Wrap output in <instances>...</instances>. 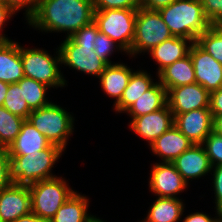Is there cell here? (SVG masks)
Segmentation results:
<instances>
[{"label":"cell","instance_id":"cell-1","mask_svg":"<svg viewBox=\"0 0 222 222\" xmlns=\"http://www.w3.org/2000/svg\"><path fill=\"white\" fill-rule=\"evenodd\" d=\"M93 20V0H40L27 23L47 33L67 32L70 37Z\"/></svg>","mask_w":222,"mask_h":222},{"label":"cell","instance_id":"cell-2","mask_svg":"<svg viewBox=\"0 0 222 222\" xmlns=\"http://www.w3.org/2000/svg\"><path fill=\"white\" fill-rule=\"evenodd\" d=\"M159 13L173 36L192 42L212 26L204 14L201 0H176Z\"/></svg>","mask_w":222,"mask_h":222},{"label":"cell","instance_id":"cell-3","mask_svg":"<svg viewBox=\"0 0 222 222\" xmlns=\"http://www.w3.org/2000/svg\"><path fill=\"white\" fill-rule=\"evenodd\" d=\"M62 152H64L63 149L51 144L44 150L27 155H9L13 183L30 186L38 181L57 177L51 173V170Z\"/></svg>","mask_w":222,"mask_h":222},{"label":"cell","instance_id":"cell-4","mask_svg":"<svg viewBox=\"0 0 222 222\" xmlns=\"http://www.w3.org/2000/svg\"><path fill=\"white\" fill-rule=\"evenodd\" d=\"M27 120L51 144L63 150L67 146L69 136L74 132V117L64 108L52 102L42 108L32 110Z\"/></svg>","mask_w":222,"mask_h":222},{"label":"cell","instance_id":"cell-5","mask_svg":"<svg viewBox=\"0 0 222 222\" xmlns=\"http://www.w3.org/2000/svg\"><path fill=\"white\" fill-rule=\"evenodd\" d=\"M137 9L94 10L99 32L107 35L128 55L135 34Z\"/></svg>","mask_w":222,"mask_h":222},{"label":"cell","instance_id":"cell-6","mask_svg":"<svg viewBox=\"0 0 222 222\" xmlns=\"http://www.w3.org/2000/svg\"><path fill=\"white\" fill-rule=\"evenodd\" d=\"M55 57L50 55L45 49H26L20 46V55L24 76L42 82L50 88L64 87L67 85L59 64L61 65V56L59 48L56 49Z\"/></svg>","mask_w":222,"mask_h":222},{"label":"cell","instance_id":"cell-7","mask_svg":"<svg viewBox=\"0 0 222 222\" xmlns=\"http://www.w3.org/2000/svg\"><path fill=\"white\" fill-rule=\"evenodd\" d=\"M68 184L65 179L54 177L30 185L31 212L50 221L75 192Z\"/></svg>","mask_w":222,"mask_h":222},{"label":"cell","instance_id":"cell-8","mask_svg":"<svg viewBox=\"0 0 222 222\" xmlns=\"http://www.w3.org/2000/svg\"><path fill=\"white\" fill-rule=\"evenodd\" d=\"M171 37L173 35L164 23L159 11L139 7L136 13L134 39L128 54L135 57L139 53L149 52Z\"/></svg>","mask_w":222,"mask_h":222},{"label":"cell","instance_id":"cell-9","mask_svg":"<svg viewBox=\"0 0 222 222\" xmlns=\"http://www.w3.org/2000/svg\"><path fill=\"white\" fill-rule=\"evenodd\" d=\"M58 48L61 64L79 72L99 78L108 65L96 55L94 46L77 45L69 37H66Z\"/></svg>","mask_w":222,"mask_h":222},{"label":"cell","instance_id":"cell-10","mask_svg":"<svg viewBox=\"0 0 222 222\" xmlns=\"http://www.w3.org/2000/svg\"><path fill=\"white\" fill-rule=\"evenodd\" d=\"M167 104L173 116L200 108H210V93L198 83L170 88Z\"/></svg>","mask_w":222,"mask_h":222},{"label":"cell","instance_id":"cell-11","mask_svg":"<svg viewBox=\"0 0 222 222\" xmlns=\"http://www.w3.org/2000/svg\"><path fill=\"white\" fill-rule=\"evenodd\" d=\"M189 54L194 67L196 83L209 93L222 87V65L204 51L196 42L191 44Z\"/></svg>","mask_w":222,"mask_h":222},{"label":"cell","instance_id":"cell-12","mask_svg":"<svg viewBox=\"0 0 222 222\" xmlns=\"http://www.w3.org/2000/svg\"><path fill=\"white\" fill-rule=\"evenodd\" d=\"M151 168L149 188L156 196L178 198L176 195L187 188L188 184L172 163L159 162Z\"/></svg>","mask_w":222,"mask_h":222},{"label":"cell","instance_id":"cell-13","mask_svg":"<svg viewBox=\"0 0 222 222\" xmlns=\"http://www.w3.org/2000/svg\"><path fill=\"white\" fill-rule=\"evenodd\" d=\"M174 125L193 144H203L206 137L213 131V116L210 108H200L177 114Z\"/></svg>","mask_w":222,"mask_h":222},{"label":"cell","instance_id":"cell-14","mask_svg":"<svg viewBox=\"0 0 222 222\" xmlns=\"http://www.w3.org/2000/svg\"><path fill=\"white\" fill-rule=\"evenodd\" d=\"M172 125H174V116L168 104L155 112L135 117L129 124L130 129L148 141L149 146Z\"/></svg>","mask_w":222,"mask_h":222},{"label":"cell","instance_id":"cell-15","mask_svg":"<svg viewBox=\"0 0 222 222\" xmlns=\"http://www.w3.org/2000/svg\"><path fill=\"white\" fill-rule=\"evenodd\" d=\"M31 212L29 186L12 184L0 192V218L5 222L16 221Z\"/></svg>","mask_w":222,"mask_h":222},{"label":"cell","instance_id":"cell-16","mask_svg":"<svg viewBox=\"0 0 222 222\" xmlns=\"http://www.w3.org/2000/svg\"><path fill=\"white\" fill-rule=\"evenodd\" d=\"M171 163L187 184L189 180L201 178L212 171V165L202 144H193Z\"/></svg>","mask_w":222,"mask_h":222},{"label":"cell","instance_id":"cell-17","mask_svg":"<svg viewBox=\"0 0 222 222\" xmlns=\"http://www.w3.org/2000/svg\"><path fill=\"white\" fill-rule=\"evenodd\" d=\"M193 143L181 133L175 125L158 137L151 145L152 153L161 158V162H172Z\"/></svg>","mask_w":222,"mask_h":222},{"label":"cell","instance_id":"cell-18","mask_svg":"<svg viewBox=\"0 0 222 222\" xmlns=\"http://www.w3.org/2000/svg\"><path fill=\"white\" fill-rule=\"evenodd\" d=\"M24 77L20 45L18 42H0V81L8 84L19 82Z\"/></svg>","mask_w":222,"mask_h":222},{"label":"cell","instance_id":"cell-19","mask_svg":"<svg viewBox=\"0 0 222 222\" xmlns=\"http://www.w3.org/2000/svg\"><path fill=\"white\" fill-rule=\"evenodd\" d=\"M133 72L130 67L118 62L108 64L100 74L101 88L109 97L115 98L114 105L120 101Z\"/></svg>","mask_w":222,"mask_h":222},{"label":"cell","instance_id":"cell-20","mask_svg":"<svg viewBox=\"0 0 222 222\" xmlns=\"http://www.w3.org/2000/svg\"><path fill=\"white\" fill-rule=\"evenodd\" d=\"M192 43L187 38L173 36L152 48L148 53L159 64L157 74L165 67L187 56Z\"/></svg>","mask_w":222,"mask_h":222},{"label":"cell","instance_id":"cell-21","mask_svg":"<svg viewBox=\"0 0 222 222\" xmlns=\"http://www.w3.org/2000/svg\"><path fill=\"white\" fill-rule=\"evenodd\" d=\"M51 143L28 120L22 124L16 139L6 149L8 155H27L48 148Z\"/></svg>","mask_w":222,"mask_h":222},{"label":"cell","instance_id":"cell-22","mask_svg":"<svg viewBox=\"0 0 222 222\" xmlns=\"http://www.w3.org/2000/svg\"><path fill=\"white\" fill-rule=\"evenodd\" d=\"M161 85L170 88L196 83L195 72L190 54L165 67L158 73Z\"/></svg>","mask_w":222,"mask_h":222},{"label":"cell","instance_id":"cell-23","mask_svg":"<svg viewBox=\"0 0 222 222\" xmlns=\"http://www.w3.org/2000/svg\"><path fill=\"white\" fill-rule=\"evenodd\" d=\"M88 205L89 199L75 191L50 222H93L97 217L88 214Z\"/></svg>","mask_w":222,"mask_h":222},{"label":"cell","instance_id":"cell-24","mask_svg":"<svg viewBox=\"0 0 222 222\" xmlns=\"http://www.w3.org/2000/svg\"><path fill=\"white\" fill-rule=\"evenodd\" d=\"M166 104L167 91L158 81L141 95L138 100L125 111V113L134 119L135 117L155 112L163 108Z\"/></svg>","mask_w":222,"mask_h":222},{"label":"cell","instance_id":"cell-25","mask_svg":"<svg viewBox=\"0 0 222 222\" xmlns=\"http://www.w3.org/2000/svg\"><path fill=\"white\" fill-rule=\"evenodd\" d=\"M145 70H137L132 73L128 85L125 88L120 101L114 105L116 112L124 113L138 98L150 89L155 83Z\"/></svg>","mask_w":222,"mask_h":222},{"label":"cell","instance_id":"cell-26","mask_svg":"<svg viewBox=\"0 0 222 222\" xmlns=\"http://www.w3.org/2000/svg\"><path fill=\"white\" fill-rule=\"evenodd\" d=\"M184 203L179 198H156L146 219L139 222H179L184 212Z\"/></svg>","mask_w":222,"mask_h":222},{"label":"cell","instance_id":"cell-27","mask_svg":"<svg viewBox=\"0 0 222 222\" xmlns=\"http://www.w3.org/2000/svg\"><path fill=\"white\" fill-rule=\"evenodd\" d=\"M17 83L19 86H23L24 98L31 110L42 108L51 103L46 98V92L50 88L46 84L25 76Z\"/></svg>","mask_w":222,"mask_h":222},{"label":"cell","instance_id":"cell-28","mask_svg":"<svg viewBox=\"0 0 222 222\" xmlns=\"http://www.w3.org/2000/svg\"><path fill=\"white\" fill-rule=\"evenodd\" d=\"M25 120L0 106V144L4 149L16 139Z\"/></svg>","mask_w":222,"mask_h":222},{"label":"cell","instance_id":"cell-29","mask_svg":"<svg viewBox=\"0 0 222 222\" xmlns=\"http://www.w3.org/2000/svg\"><path fill=\"white\" fill-rule=\"evenodd\" d=\"M196 43L222 65V26H211Z\"/></svg>","mask_w":222,"mask_h":222},{"label":"cell","instance_id":"cell-30","mask_svg":"<svg viewBox=\"0 0 222 222\" xmlns=\"http://www.w3.org/2000/svg\"><path fill=\"white\" fill-rule=\"evenodd\" d=\"M3 107L26 120L32 112L24 98L23 86H19L17 82L9 84Z\"/></svg>","mask_w":222,"mask_h":222},{"label":"cell","instance_id":"cell-31","mask_svg":"<svg viewBox=\"0 0 222 222\" xmlns=\"http://www.w3.org/2000/svg\"><path fill=\"white\" fill-rule=\"evenodd\" d=\"M213 166L222 164V136L212 131L202 144Z\"/></svg>","mask_w":222,"mask_h":222},{"label":"cell","instance_id":"cell-32","mask_svg":"<svg viewBox=\"0 0 222 222\" xmlns=\"http://www.w3.org/2000/svg\"><path fill=\"white\" fill-rule=\"evenodd\" d=\"M116 47V48H115ZM114 49L123 51L113 40H111L107 35L99 32L94 42V52L96 55L105 61L107 64H112L109 56L112 55Z\"/></svg>","mask_w":222,"mask_h":222},{"label":"cell","instance_id":"cell-33","mask_svg":"<svg viewBox=\"0 0 222 222\" xmlns=\"http://www.w3.org/2000/svg\"><path fill=\"white\" fill-rule=\"evenodd\" d=\"M98 33V26L94 21H92L90 24L82 27L80 30L72 34L69 38L77 45L94 46Z\"/></svg>","mask_w":222,"mask_h":222},{"label":"cell","instance_id":"cell-34","mask_svg":"<svg viewBox=\"0 0 222 222\" xmlns=\"http://www.w3.org/2000/svg\"><path fill=\"white\" fill-rule=\"evenodd\" d=\"M204 14L212 26H222V0H201Z\"/></svg>","mask_w":222,"mask_h":222},{"label":"cell","instance_id":"cell-35","mask_svg":"<svg viewBox=\"0 0 222 222\" xmlns=\"http://www.w3.org/2000/svg\"><path fill=\"white\" fill-rule=\"evenodd\" d=\"M94 10L138 9L139 0H93Z\"/></svg>","mask_w":222,"mask_h":222},{"label":"cell","instance_id":"cell-36","mask_svg":"<svg viewBox=\"0 0 222 222\" xmlns=\"http://www.w3.org/2000/svg\"><path fill=\"white\" fill-rule=\"evenodd\" d=\"M216 217H222V164L212 167Z\"/></svg>","mask_w":222,"mask_h":222},{"label":"cell","instance_id":"cell-37","mask_svg":"<svg viewBox=\"0 0 222 222\" xmlns=\"http://www.w3.org/2000/svg\"><path fill=\"white\" fill-rule=\"evenodd\" d=\"M16 15L17 11L25 8V18L28 21L35 13L40 0H2Z\"/></svg>","mask_w":222,"mask_h":222},{"label":"cell","instance_id":"cell-38","mask_svg":"<svg viewBox=\"0 0 222 222\" xmlns=\"http://www.w3.org/2000/svg\"><path fill=\"white\" fill-rule=\"evenodd\" d=\"M12 184L10 157L5 149L0 152V192Z\"/></svg>","mask_w":222,"mask_h":222},{"label":"cell","instance_id":"cell-39","mask_svg":"<svg viewBox=\"0 0 222 222\" xmlns=\"http://www.w3.org/2000/svg\"><path fill=\"white\" fill-rule=\"evenodd\" d=\"M210 111L212 116L222 115V87L210 93Z\"/></svg>","mask_w":222,"mask_h":222},{"label":"cell","instance_id":"cell-40","mask_svg":"<svg viewBox=\"0 0 222 222\" xmlns=\"http://www.w3.org/2000/svg\"><path fill=\"white\" fill-rule=\"evenodd\" d=\"M15 13L2 1L0 0V42L9 41V38L1 33L3 25L9 20Z\"/></svg>","mask_w":222,"mask_h":222},{"label":"cell","instance_id":"cell-41","mask_svg":"<svg viewBox=\"0 0 222 222\" xmlns=\"http://www.w3.org/2000/svg\"><path fill=\"white\" fill-rule=\"evenodd\" d=\"M175 1L176 0H139L140 7L152 11H159Z\"/></svg>","mask_w":222,"mask_h":222},{"label":"cell","instance_id":"cell-42","mask_svg":"<svg viewBox=\"0 0 222 222\" xmlns=\"http://www.w3.org/2000/svg\"><path fill=\"white\" fill-rule=\"evenodd\" d=\"M222 217L216 218L201 212H196L187 215L182 222H219Z\"/></svg>","mask_w":222,"mask_h":222},{"label":"cell","instance_id":"cell-43","mask_svg":"<svg viewBox=\"0 0 222 222\" xmlns=\"http://www.w3.org/2000/svg\"><path fill=\"white\" fill-rule=\"evenodd\" d=\"M13 222H50V221L30 212L27 215L19 217L16 221Z\"/></svg>","mask_w":222,"mask_h":222},{"label":"cell","instance_id":"cell-44","mask_svg":"<svg viewBox=\"0 0 222 222\" xmlns=\"http://www.w3.org/2000/svg\"><path fill=\"white\" fill-rule=\"evenodd\" d=\"M213 131L222 136V115L213 116Z\"/></svg>","mask_w":222,"mask_h":222},{"label":"cell","instance_id":"cell-45","mask_svg":"<svg viewBox=\"0 0 222 222\" xmlns=\"http://www.w3.org/2000/svg\"><path fill=\"white\" fill-rule=\"evenodd\" d=\"M9 84L3 81H0V106H3L4 100L7 95Z\"/></svg>","mask_w":222,"mask_h":222},{"label":"cell","instance_id":"cell-46","mask_svg":"<svg viewBox=\"0 0 222 222\" xmlns=\"http://www.w3.org/2000/svg\"><path fill=\"white\" fill-rule=\"evenodd\" d=\"M94 222H105V221L102 220V219H100V218H96V219L94 220Z\"/></svg>","mask_w":222,"mask_h":222},{"label":"cell","instance_id":"cell-47","mask_svg":"<svg viewBox=\"0 0 222 222\" xmlns=\"http://www.w3.org/2000/svg\"><path fill=\"white\" fill-rule=\"evenodd\" d=\"M3 150H5V149L0 144V152L3 151Z\"/></svg>","mask_w":222,"mask_h":222}]
</instances>
